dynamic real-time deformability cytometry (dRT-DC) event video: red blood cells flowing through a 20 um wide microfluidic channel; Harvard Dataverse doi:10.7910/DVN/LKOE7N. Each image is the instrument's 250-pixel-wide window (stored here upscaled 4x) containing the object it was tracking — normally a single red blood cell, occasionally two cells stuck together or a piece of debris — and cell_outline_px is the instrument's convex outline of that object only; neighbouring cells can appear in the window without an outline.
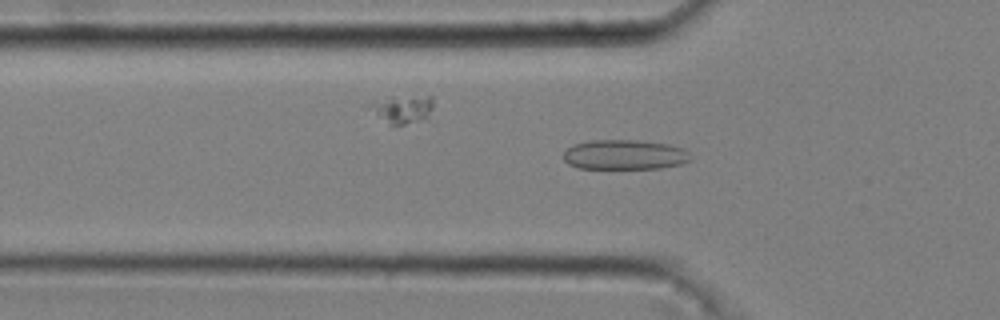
{"species": "common noctule bat (a hibernating species)", "species_latin": "Nyctalus noctula", "temperature_condition": "cold", "stored_images_in_passage": 51, "camera_frame_rate_fps": 3000, "um_per_image_px": 0.085, "animal": {"sex": "male", "body_mass_g": 20.4}, "frame": {"image": 1, "passage_image": 17, "time_ms": 5.333, "image_size_px": [1000, 320], "cell_outline_px": [[688, 160], [680, 164], [660, 168], [580, 168], [568, 164], [564, 160], [564, 152], [572, 144], [592, 140], [640, 140], [668, 144], [684, 148], [688, 152]], "centroid_in_image_um": [53.06, 13.14], "position_along_channel_um": 72.7, "area_um2": 21.96}}
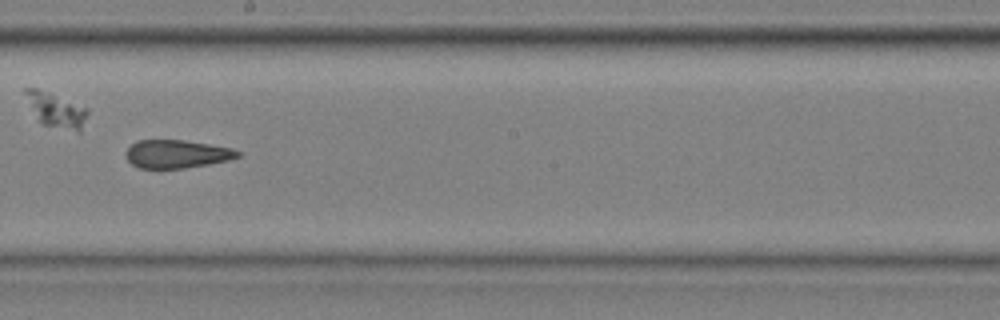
{"frame": {"image": 2, "passage_image": 30, "time_ms": 9.667, "image_size_px": [1000, 320], "cell_outline_px": [[240, 156], [228, 160], [208, 164], [184, 168], [140, 168], [132, 164], [124, 156], [124, 152], [136, 140], [184, 140], [232, 148], [240, 152]], "centroid_in_image_um": [14.99, 13.08], "position_along_channel_um": 233.2, "area_um2": 18.32}}
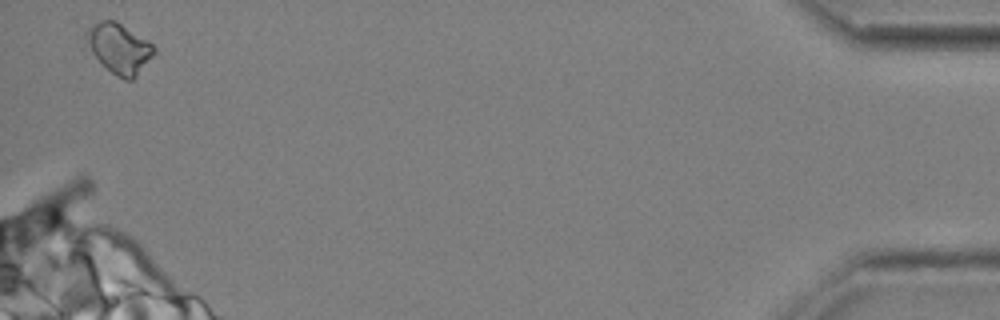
{"frame": {"image": 3, "passage_image": 51, "time_ms": 16.667, "image_size_px": [1000, 320], "cell_outline_px": [[156, 52], [136, 76], [132, 80], [124, 80], [116, 76], [92, 52], [88, 44], [88, 28], [92, 24], [108, 16], [116, 20], [148, 40], [156, 48]], "centroid_in_image_um": [10.17, 4.06], "position_along_channel_um": 425.0, "area_um2": 19.54}, "authors_computed_cell_mechanics": {"area_um2": 19.652, "velocity_mm_per_s": 3.6871, "shape_relaxation_time_tau1_ms": null, "shape_relaxation_time_tau2_ms": 1.7812, "deformation_change_tau1": null, "deformation_change_tau2": 0.0833}}